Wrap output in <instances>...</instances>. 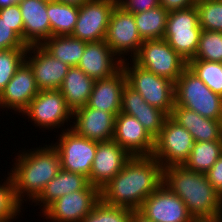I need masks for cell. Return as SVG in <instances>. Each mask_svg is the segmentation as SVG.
Returning a JSON list of instances; mask_svg holds the SVG:
<instances>
[{"label": "cell", "instance_id": "obj_1", "mask_svg": "<svg viewBox=\"0 0 222 222\" xmlns=\"http://www.w3.org/2000/svg\"><path fill=\"white\" fill-rule=\"evenodd\" d=\"M163 182V167L151 156H132L123 169L100 189L101 199L138 211L143 201Z\"/></svg>", "mask_w": 222, "mask_h": 222}, {"label": "cell", "instance_id": "obj_2", "mask_svg": "<svg viewBox=\"0 0 222 222\" xmlns=\"http://www.w3.org/2000/svg\"><path fill=\"white\" fill-rule=\"evenodd\" d=\"M162 184L183 200L193 219L222 214V197L205 173L194 172L184 165H169L163 168Z\"/></svg>", "mask_w": 222, "mask_h": 222}, {"label": "cell", "instance_id": "obj_3", "mask_svg": "<svg viewBox=\"0 0 222 222\" xmlns=\"http://www.w3.org/2000/svg\"><path fill=\"white\" fill-rule=\"evenodd\" d=\"M33 150V151H32ZM22 150L8 175L11 177L17 201L33 202L61 170V158L53 143L45 147ZM24 195L27 199H24ZM27 195V196H26Z\"/></svg>", "mask_w": 222, "mask_h": 222}, {"label": "cell", "instance_id": "obj_4", "mask_svg": "<svg viewBox=\"0 0 222 222\" xmlns=\"http://www.w3.org/2000/svg\"><path fill=\"white\" fill-rule=\"evenodd\" d=\"M175 104L202 117L222 120V97L186 68L175 82Z\"/></svg>", "mask_w": 222, "mask_h": 222}, {"label": "cell", "instance_id": "obj_5", "mask_svg": "<svg viewBox=\"0 0 222 222\" xmlns=\"http://www.w3.org/2000/svg\"><path fill=\"white\" fill-rule=\"evenodd\" d=\"M127 59L122 62L127 84L148 104L165 111L170 116L175 105V83L140 67L133 60L129 64L126 62Z\"/></svg>", "mask_w": 222, "mask_h": 222}, {"label": "cell", "instance_id": "obj_6", "mask_svg": "<svg viewBox=\"0 0 222 222\" xmlns=\"http://www.w3.org/2000/svg\"><path fill=\"white\" fill-rule=\"evenodd\" d=\"M201 33L196 6L168 13L163 38L187 62L198 50Z\"/></svg>", "mask_w": 222, "mask_h": 222}, {"label": "cell", "instance_id": "obj_7", "mask_svg": "<svg viewBox=\"0 0 222 222\" xmlns=\"http://www.w3.org/2000/svg\"><path fill=\"white\" fill-rule=\"evenodd\" d=\"M132 60L140 67L174 83L187 68V61L164 38L144 40Z\"/></svg>", "mask_w": 222, "mask_h": 222}, {"label": "cell", "instance_id": "obj_8", "mask_svg": "<svg viewBox=\"0 0 222 222\" xmlns=\"http://www.w3.org/2000/svg\"><path fill=\"white\" fill-rule=\"evenodd\" d=\"M193 144L191 133L169 116L160 133L154 138L152 156L163 168L169 165H183L189 158Z\"/></svg>", "mask_w": 222, "mask_h": 222}, {"label": "cell", "instance_id": "obj_9", "mask_svg": "<svg viewBox=\"0 0 222 222\" xmlns=\"http://www.w3.org/2000/svg\"><path fill=\"white\" fill-rule=\"evenodd\" d=\"M58 137L53 147L61 158V169L89 177L97 141L82 137L71 128L63 129Z\"/></svg>", "mask_w": 222, "mask_h": 222}, {"label": "cell", "instance_id": "obj_10", "mask_svg": "<svg viewBox=\"0 0 222 222\" xmlns=\"http://www.w3.org/2000/svg\"><path fill=\"white\" fill-rule=\"evenodd\" d=\"M73 111L59 90H40L22 115H27L35 126L45 129L60 128L72 120Z\"/></svg>", "mask_w": 222, "mask_h": 222}, {"label": "cell", "instance_id": "obj_11", "mask_svg": "<svg viewBox=\"0 0 222 222\" xmlns=\"http://www.w3.org/2000/svg\"><path fill=\"white\" fill-rule=\"evenodd\" d=\"M105 42L122 61H125L124 54L127 56L131 53L130 56L134 58L144 42L139 35L134 14L116 5L110 16Z\"/></svg>", "mask_w": 222, "mask_h": 222}, {"label": "cell", "instance_id": "obj_12", "mask_svg": "<svg viewBox=\"0 0 222 222\" xmlns=\"http://www.w3.org/2000/svg\"><path fill=\"white\" fill-rule=\"evenodd\" d=\"M101 199L100 189L89 185L60 197L51 203L42 214L52 222H81Z\"/></svg>", "mask_w": 222, "mask_h": 222}, {"label": "cell", "instance_id": "obj_13", "mask_svg": "<svg viewBox=\"0 0 222 222\" xmlns=\"http://www.w3.org/2000/svg\"><path fill=\"white\" fill-rule=\"evenodd\" d=\"M138 212L152 222H192L186 204L161 184L142 203Z\"/></svg>", "mask_w": 222, "mask_h": 222}, {"label": "cell", "instance_id": "obj_14", "mask_svg": "<svg viewBox=\"0 0 222 222\" xmlns=\"http://www.w3.org/2000/svg\"><path fill=\"white\" fill-rule=\"evenodd\" d=\"M115 6L112 2L102 0H89L79 6L77 22L71 36L87 43L105 40Z\"/></svg>", "mask_w": 222, "mask_h": 222}, {"label": "cell", "instance_id": "obj_15", "mask_svg": "<svg viewBox=\"0 0 222 222\" xmlns=\"http://www.w3.org/2000/svg\"><path fill=\"white\" fill-rule=\"evenodd\" d=\"M25 61L33 70L39 90H59L70 68L66 63L54 58L41 45L28 46Z\"/></svg>", "mask_w": 222, "mask_h": 222}, {"label": "cell", "instance_id": "obj_16", "mask_svg": "<svg viewBox=\"0 0 222 222\" xmlns=\"http://www.w3.org/2000/svg\"><path fill=\"white\" fill-rule=\"evenodd\" d=\"M131 157L114 140L97 142L89 183L101 189L123 169Z\"/></svg>", "mask_w": 222, "mask_h": 222}, {"label": "cell", "instance_id": "obj_17", "mask_svg": "<svg viewBox=\"0 0 222 222\" xmlns=\"http://www.w3.org/2000/svg\"><path fill=\"white\" fill-rule=\"evenodd\" d=\"M113 140L131 156H151L154 150V138L132 116L119 112L115 116Z\"/></svg>", "mask_w": 222, "mask_h": 222}, {"label": "cell", "instance_id": "obj_18", "mask_svg": "<svg viewBox=\"0 0 222 222\" xmlns=\"http://www.w3.org/2000/svg\"><path fill=\"white\" fill-rule=\"evenodd\" d=\"M39 91L33 70L24 61L0 92V108L12 109L19 114L23 113Z\"/></svg>", "mask_w": 222, "mask_h": 222}, {"label": "cell", "instance_id": "obj_19", "mask_svg": "<svg viewBox=\"0 0 222 222\" xmlns=\"http://www.w3.org/2000/svg\"><path fill=\"white\" fill-rule=\"evenodd\" d=\"M74 117V118H73ZM70 127L78 135L97 142L113 140L115 116L86 106L73 110Z\"/></svg>", "mask_w": 222, "mask_h": 222}, {"label": "cell", "instance_id": "obj_20", "mask_svg": "<svg viewBox=\"0 0 222 222\" xmlns=\"http://www.w3.org/2000/svg\"><path fill=\"white\" fill-rule=\"evenodd\" d=\"M120 112L135 117L153 138L160 133L165 120L169 117L165 111L148 104L128 84L125 85L122 92Z\"/></svg>", "mask_w": 222, "mask_h": 222}, {"label": "cell", "instance_id": "obj_21", "mask_svg": "<svg viewBox=\"0 0 222 222\" xmlns=\"http://www.w3.org/2000/svg\"><path fill=\"white\" fill-rule=\"evenodd\" d=\"M122 62L105 40H102L86 43L78 67L90 78L99 80L117 73L122 68Z\"/></svg>", "mask_w": 222, "mask_h": 222}, {"label": "cell", "instance_id": "obj_22", "mask_svg": "<svg viewBox=\"0 0 222 222\" xmlns=\"http://www.w3.org/2000/svg\"><path fill=\"white\" fill-rule=\"evenodd\" d=\"M19 7L23 19V42L27 47L42 45L51 37L47 1L24 0Z\"/></svg>", "mask_w": 222, "mask_h": 222}, {"label": "cell", "instance_id": "obj_23", "mask_svg": "<svg viewBox=\"0 0 222 222\" xmlns=\"http://www.w3.org/2000/svg\"><path fill=\"white\" fill-rule=\"evenodd\" d=\"M126 84L127 76L123 68L110 77L95 80L87 106L116 116L121 111L122 92Z\"/></svg>", "mask_w": 222, "mask_h": 222}, {"label": "cell", "instance_id": "obj_24", "mask_svg": "<svg viewBox=\"0 0 222 222\" xmlns=\"http://www.w3.org/2000/svg\"><path fill=\"white\" fill-rule=\"evenodd\" d=\"M170 117L191 133L194 142L222 140V120L202 117L176 104Z\"/></svg>", "mask_w": 222, "mask_h": 222}, {"label": "cell", "instance_id": "obj_25", "mask_svg": "<svg viewBox=\"0 0 222 222\" xmlns=\"http://www.w3.org/2000/svg\"><path fill=\"white\" fill-rule=\"evenodd\" d=\"M89 185L88 177L61 169L33 202L40 207L43 206L41 209L43 212L60 197L77 190H84Z\"/></svg>", "mask_w": 222, "mask_h": 222}, {"label": "cell", "instance_id": "obj_26", "mask_svg": "<svg viewBox=\"0 0 222 222\" xmlns=\"http://www.w3.org/2000/svg\"><path fill=\"white\" fill-rule=\"evenodd\" d=\"M94 82L95 80L78 66L69 68L59 91L72 111L87 105Z\"/></svg>", "mask_w": 222, "mask_h": 222}, {"label": "cell", "instance_id": "obj_27", "mask_svg": "<svg viewBox=\"0 0 222 222\" xmlns=\"http://www.w3.org/2000/svg\"><path fill=\"white\" fill-rule=\"evenodd\" d=\"M87 42L71 35L52 36L41 46L54 58L70 67L78 66Z\"/></svg>", "mask_w": 222, "mask_h": 222}, {"label": "cell", "instance_id": "obj_28", "mask_svg": "<svg viewBox=\"0 0 222 222\" xmlns=\"http://www.w3.org/2000/svg\"><path fill=\"white\" fill-rule=\"evenodd\" d=\"M79 6L57 1H47V15L49 17L52 36L71 35L77 17Z\"/></svg>", "mask_w": 222, "mask_h": 222}, {"label": "cell", "instance_id": "obj_29", "mask_svg": "<svg viewBox=\"0 0 222 222\" xmlns=\"http://www.w3.org/2000/svg\"><path fill=\"white\" fill-rule=\"evenodd\" d=\"M222 155V140L194 142L184 166L194 172L206 173Z\"/></svg>", "mask_w": 222, "mask_h": 222}, {"label": "cell", "instance_id": "obj_30", "mask_svg": "<svg viewBox=\"0 0 222 222\" xmlns=\"http://www.w3.org/2000/svg\"><path fill=\"white\" fill-rule=\"evenodd\" d=\"M168 11L161 5L134 14V19L143 40L163 38L166 31Z\"/></svg>", "mask_w": 222, "mask_h": 222}, {"label": "cell", "instance_id": "obj_31", "mask_svg": "<svg viewBox=\"0 0 222 222\" xmlns=\"http://www.w3.org/2000/svg\"><path fill=\"white\" fill-rule=\"evenodd\" d=\"M187 68L215 94L222 97V63L190 59Z\"/></svg>", "mask_w": 222, "mask_h": 222}, {"label": "cell", "instance_id": "obj_32", "mask_svg": "<svg viewBox=\"0 0 222 222\" xmlns=\"http://www.w3.org/2000/svg\"><path fill=\"white\" fill-rule=\"evenodd\" d=\"M133 210L106 204L100 199L81 222H130Z\"/></svg>", "mask_w": 222, "mask_h": 222}, {"label": "cell", "instance_id": "obj_33", "mask_svg": "<svg viewBox=\"0 0 222 222\" xmlns=\"http://www.w3.org/2000/svg\"><path fill=\"white\" fill-rule=\"evenodd\" d=\"M195 6L202 30L222 32V0H198Z\"/></svg>", "mask_w": 222, "mask_h": 222}, {"label": "cell", "instance_id": "obj_34", "mask_svg": "<svg viewBox=\"0 0 222 222\" xmlns=\"http://www.w3.org/2000/svg\"><path fill=\"white\" fill-rule=\"evenodd\" d=\"M192 59L222 63V32L202 30L198 50Z\"/></svg>", "mask_w": 222, "mask_h": 222}, {"label": "cell", "instance_id": "obj_35", "mask_svg": "<svg viewBox=\"0 0 222 222\" xmlns=\"http://www.w3.org/2000/svg\"><path fill=\"white\" fill-rule=\"evenodd\" d=\"M27 48H15L0 51V92L15 75L16 70L25 61Z\"/></svg>", "mask_w": 222, "mask_h": 222}, {"label": "cell", "instance_id": "obj_36", "mask_svg": "<svg viewBox=\"0 0 222 222\" xmlns=\"http://www.w3.org/2000/svg\"><path fill=\"white\" fill-rule=\"evenodd\" d=\"M5 180L0 184V222H13L17 215L20 216L22 205L16 199L11 177Z\"/></svg>", "mask_w": 222, "mask_h": 222}, {"label": "cell", "instance_id": "obj_37", "mask_svg": "<svg viewBox=\"0 0 222 222\" xmlns=\"http://www.w3.org/2000/svg\"><path fill=\"white\" fill-rule=\"evenodd\" d=\"M15 48H27V46L11 26L0 17V51Z\"/></svg>", "mask_w": 222, "mask_h": 222}, {"label": "cell", "instance_id": "obj_38", "mask_svg": "<svg viewBox=\"0 0 222 222\" xmlns=\"http://www.w3.org/2000/svg\"><path fill=\"white\" fill-rule=\"evenodd\" d=\"M0 17L4 19L12 30L23 40V19L19 5L0 9Z\"/></svg>", "mask_w": 222, "mask_h": 222}, {"label": "cell", "instance_id": "obj_39", "mask_svg": "<svg viewBox=\"0 0 222 222\" xmlns=\"http://www.w3.org/2000/svg\"><path fill=\"white\" fill-rule=\"evenodd\" d=\"M159 0H123L119 5L125 11L136 14L159 6Z\"/></svg>", "mask_w": 222, "mask_h": 222}, {"label": "cell", "instance_id": "obj_40", "mask_svg": "<svg viewBox=\"0 0 222 222\" xmlns=\"http://www.w3.org/2000/svg\"><path fill=\"white\" fill-rule=\"evenodd\" d=\"M205 174L213 188L222 197V155Z\"/></svg>", "mask_w": 222, "mask_h": 222}, {"label": "cell", "instance_id": "obj_41", "mask_svg": "<svg viewBox=\"0 0 222 222\" xmlns=\"http://www.w3.org/2000/svg\"><path fill=\"white\" fill-rule=\"evenodd\" d=\"M196 0H159L160 5L168 12L193 7Z\"/></svg>", "mask_w": 222, "mask_h": 222}, {"label": "cell", "instance_id": "obj_42", "mask_svg": "<svg viewBox=\"0 0 222 222\" xmlns=\"http://www.w3.org/2000/svg\"><path fill=\"white\" fill-rule=\"evenodd\" d=\"M130 222H152L148 219H146L142 214H140L138 211H133L131 214V220Z\"/></svg>", "mask_w": 222, "mask_h": 222}, {"label": "cell", "instance_id": "obj_43", "mask_svg": "<svg viewBox=\"0 0 222 222\" xmlns=\"http://www.w3.org/2000/svg\"><path fill=\"white\" fill-rule=\"evenodd\" d=\"M24 0H0V9L13 6V5H19Z\"/></svg>", "mask_w": 222, "mask_h": 222}, {"label": "cell", "instance_id": "obj_44", "mask_svg": "<svg viewBox=\"0 0 222 222\" xmlns=\"http://www.w3.org/2000/svg\"><path fill=\"white\" fill-rule=\"evenodd\" d=\"M192 222H222V214L210 218H196Z\"/></svg>", "mask_w": 222, "mask_h": 222}, {"label": "cell", "instance_id": "obj_45", "mask_svg": "<svg viewBox=\"0 0 222 222\" xmlns=\"http://www.w3.org/2000/svg\"><path fill=\"white\" fill-rule=\"evenodd\" d=\"M57 2L65 3V4H72L76 6H81L82 4L86 3L89 0H56Z\"/></svg>", "mask_w": 222, "mask_h": 222}, {"label": "cell", "instance_id": "obj_46", "mask_svg": "<svg viewBox=\"0 0 222 222\" xmlns=\"http://www.w3.org/2000/svg\"><path fill=\"white\" fill-rule=\"evenodd\" d=\"M102 1H108V2H112L115 5H120L123 0H102Z\"/></svg>", "mask_w": 222, "mask_h": 222}]
</instances>
